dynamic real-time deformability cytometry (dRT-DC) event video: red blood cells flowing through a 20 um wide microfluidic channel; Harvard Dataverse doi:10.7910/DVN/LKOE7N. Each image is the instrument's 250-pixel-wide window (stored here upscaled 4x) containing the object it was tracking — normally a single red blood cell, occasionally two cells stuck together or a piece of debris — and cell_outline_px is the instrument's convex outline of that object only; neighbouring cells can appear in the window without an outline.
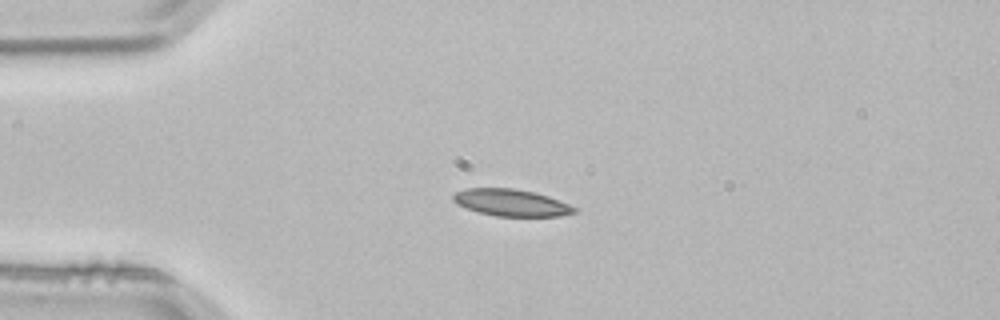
{"species": "common noctule bat (a hibernating species)", "species_latin": "Nyctalus noctula", "temperature_condition": "room temperature", "stored_images_in_passage": 2, "camera_frame_rate_fps": 3000, "um_per_image_px": 0.085, "animal": {"sex": "male", "body_mass_g": 21.5, "forearm_length_mm": 52.0}, "frame": {"image": 1, "passage_image": 2, "time_ms": 0.333, "image_size_px": [1000, 320], "cell_outline_px": [[576, 212], [560, 216], [496, 216], [480, 212], [456, 204], [452, 200], [452, 196], [456, 192], [468, 188], [512, 188], [532, 192], [548, 196], [568, 204], [576, 208]], "centroid_in_image_um": [43.43, 17.22], "position_along_channel_um": 41.6, "area_um2": 18.73}}